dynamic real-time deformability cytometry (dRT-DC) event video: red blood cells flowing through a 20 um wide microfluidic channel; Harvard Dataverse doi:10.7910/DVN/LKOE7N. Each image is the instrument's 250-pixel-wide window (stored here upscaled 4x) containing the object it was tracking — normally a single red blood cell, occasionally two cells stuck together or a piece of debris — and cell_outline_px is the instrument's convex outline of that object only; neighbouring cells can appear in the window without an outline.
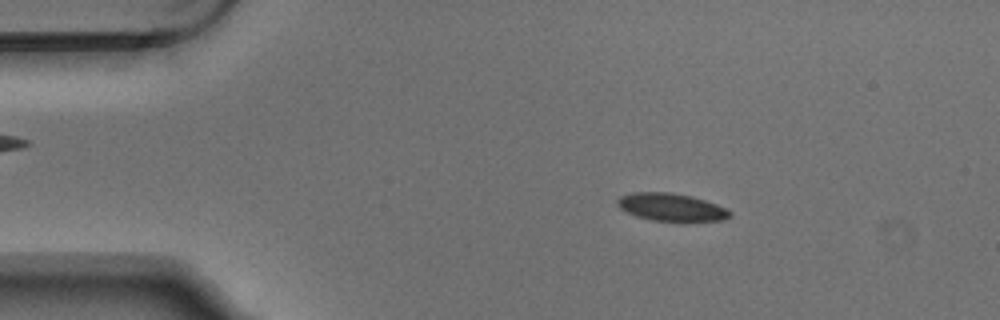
{"species": "Egyptian fruit bat (a non-hibernating species)", "species_latin": "Rousettus aegyptiacus", "temperature_condition": "warm", "stored_images_in_passage": 4, "camera_frame_rate_fps": 3000, "um_per_image_px": 0.085, "animal": {"sex": "male"}, "frame": {"image": 1, "passage_image": 2, "time_ms": 0.333, "image_size_px": [1000, 320], "cell_outline_px": [[732, 216], [724, 220], [652, 220], [636, 216], [620, 208], [616, 204], [616, 200], [620, 196], [632, 192], [668, 192], [692, 196], [716, 204], [732, 212]], "centroid_in_image_um": [57.03, 17.59], "position_along_channel_um": 28.0, "area_um2": 17.86}}
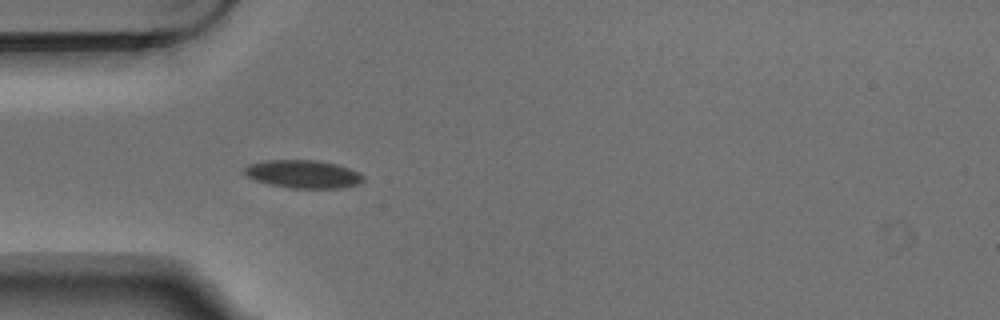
{"frame": {"image": 2, "passage_image": 4, "time_ms": 1.0, "image_size_px": [1000, 320], "cell_outline_px": [[364, 180], [360, 184], [344, 188], [292, 188], [272, 184], [256, 180], [248, 176], [244, 172], [244, 168], [248, 164], [268, 160], [320, 160], [336, 164], [348, 168], [364, 176]], "centroid_in_image_um": [25.81, 14.79], "position_along_channel_um": 59.2, "area_um2": 19.31}}